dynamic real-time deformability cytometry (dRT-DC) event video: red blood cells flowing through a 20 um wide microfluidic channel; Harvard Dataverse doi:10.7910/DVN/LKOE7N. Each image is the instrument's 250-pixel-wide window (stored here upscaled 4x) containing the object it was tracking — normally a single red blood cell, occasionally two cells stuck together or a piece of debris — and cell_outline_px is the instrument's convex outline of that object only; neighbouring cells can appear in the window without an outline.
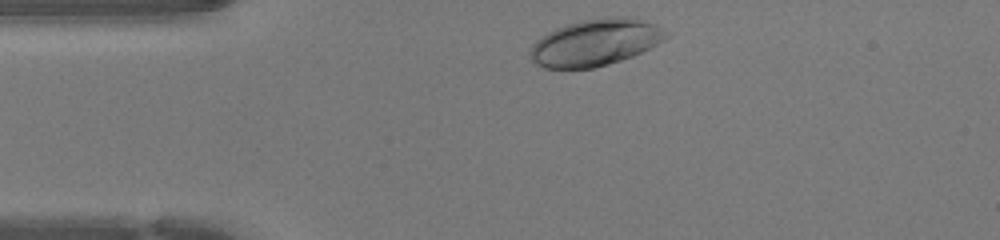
{"species": "human", "species_latin": "Homo sapiens", "temperature_condition": "warm", "stored_images_in_passage": 30, "camera_frame_rate_fps": 3000, "um_per_image_px": 0.085, "donor": {"sex": "female"}, "frame": {"image": 1, "passage_image": 1, "time_ms": 0.0, "image_size_px": [1000, 240], "cell_outline_px": [[672, 32], [664, 40], [632, 56], [608, 64], [592, 68], [544, 68], [536, 64], [532, 60], [528, 52], [536, 40], [548, 32], [556, 28], [580, 20], [604, 16], [636, 16]], "centroid_in_image_um": [50.63, 3.58], "position_along_channel_um": 34.4, "area_um2": 37.28}}
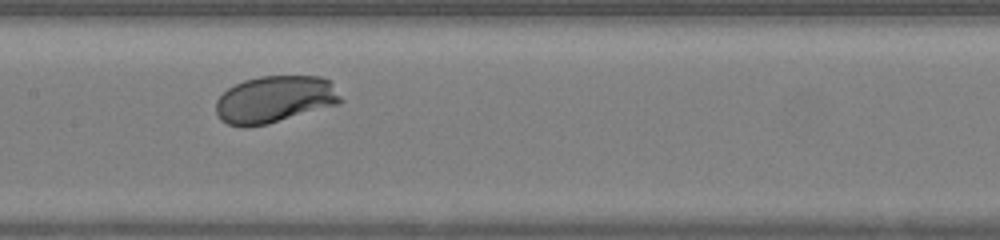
{"frame": {"image": 2, "passage_image": 14, "time_ms": 4.333, "image_size_px": [1000, 240], "cell_outline_px": [[344, 100], [340, 104], [264, 124], [244, 128], [228, 124], [220, 120], [216, 112], [216, 100], [228, 88], [244, 80], [260, 76], [324, 76], [332, 84]], "centroid_in_image_um": [23.35, 8.44], "position_along_channel_um": 184.0, "area_um2": 34.1}}
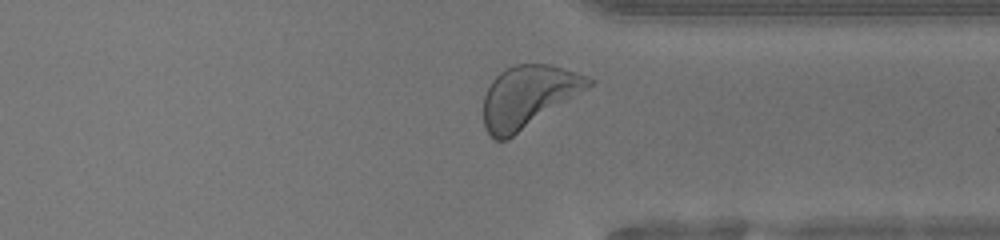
{"frame": {"image": 3, "passage_image": 27, "time_ms": 8.667, "image_size_px": [1000, 240], "cell_outline_px": [[596, 80], [588, 88], [508, 140], [496, 140], [484, 128], [484, 96], [492, 80], [500, 72], [516, 64], [548, 64], [576, 72]], "centroid_in_image_um": [44.89, 8.21], "position_along_channel_um": 366.5, "area_um2": 37.63}, "authors_computed_cell_mechanics": {"area_um2": 34.4199, "velocity_mm_per_s": 4.2477, "shape_relaxation_time_tau1_ms": 0.821, "shape_relaxation_time_tau2_ms": null, "deformation_change_tau1": 0.0935, "deformation_change_tau2": null}}